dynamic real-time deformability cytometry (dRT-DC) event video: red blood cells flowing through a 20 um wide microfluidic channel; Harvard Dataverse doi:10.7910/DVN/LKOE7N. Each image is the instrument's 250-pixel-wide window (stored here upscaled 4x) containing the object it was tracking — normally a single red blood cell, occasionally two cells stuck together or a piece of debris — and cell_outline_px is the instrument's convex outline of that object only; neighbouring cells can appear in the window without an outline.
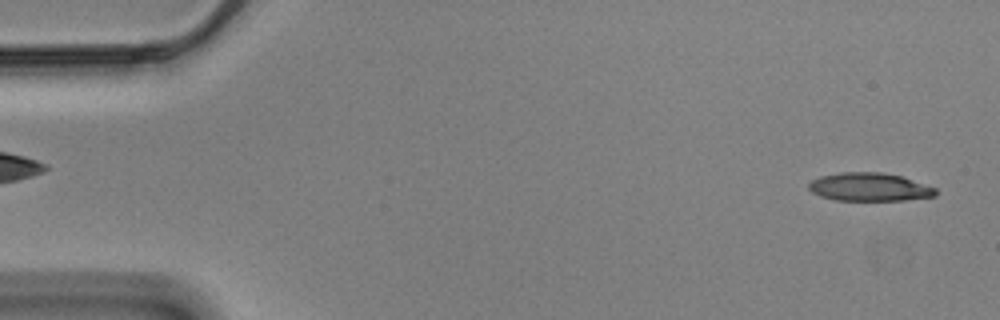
{"species": "Egyptian fruit bat (a non-hibernating species)", "species_latin": "Rousettus aegyptiacus", "temperature_condition": "cold", "stored_images_in_passage": 56, "camera_frame_rate_fps": 3000, "um_per_image_px": 0.085, "animal": {"sex": "male"}, "frame": {"image": 1, "passage_image": 2, "time_ms": 0.333, "image_size_px": [1000, 320], "cell_outline_px": [[936, 196], [904, 200], [836, 200], [820, 196], [812, 192], [808, 188], [808, 184], [812, 180], [820, 176], [840, 172], [880, 172], [900, 176], [936, 188]], "centroid_in_image_um": [73.87, 15.89], "position_along_channel_um": 11.1, "area_um2": 20.75}}
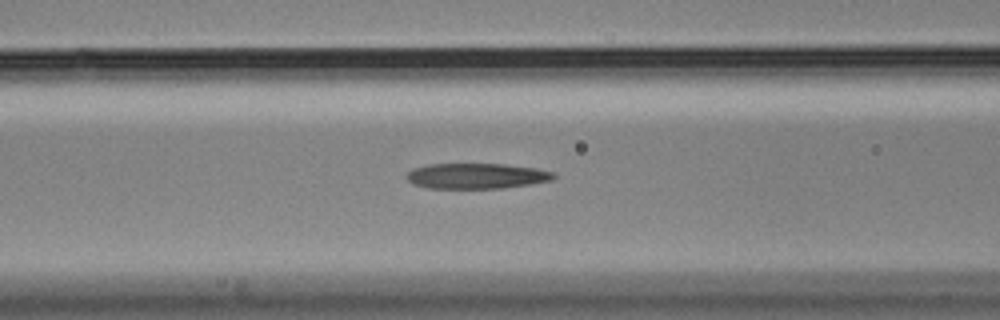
{"frame": {"image": 2, "passage_image": 22, "time_ms": 7.0, "image_size_px": [1000, 320], "cell_outline_px": [[556, 176], [552, 180], [504, 188], [424, 188], [412, 184], [404, 176], [412, 168], [428, 164], [504, 164], [536, 168], [556, 172]], "centroid_in_image_um": [40.47, 14.95], "position_along_channel_um": 126.1, "area_um2": 22.02}}
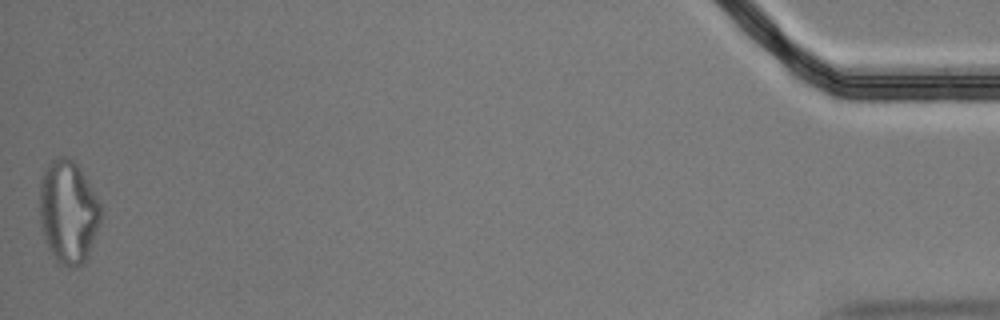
{"frame": {"image": 3, "passage_image": 56, "time_ms": 18.333, "image_size_px": [1000, 320], "cell_outline_px": [[100, 220], [84, 264], [72, 268], [60, 264], [56, 260], [48, 248], [44, 236], [40, 216], [40, 180], [44, 168], [56, 156], [68, 156], [80, 168], [100, 204]], "centroid_in_image_um": [5.77, 17.99], "position_along_channel_um": 429.4, "area_um2": 36.36}, "authors_computed_cell_mechanics": {"area_um2": 22.542, "velocity_mm_per_s": 3.5042, "shape_relaxation_time_tau1_ms": null, "shape_relaxation_time_tau2_ms": 3.1883, "deformation_change_tau1": null, "deformation_change_tau2": 0.1462}}